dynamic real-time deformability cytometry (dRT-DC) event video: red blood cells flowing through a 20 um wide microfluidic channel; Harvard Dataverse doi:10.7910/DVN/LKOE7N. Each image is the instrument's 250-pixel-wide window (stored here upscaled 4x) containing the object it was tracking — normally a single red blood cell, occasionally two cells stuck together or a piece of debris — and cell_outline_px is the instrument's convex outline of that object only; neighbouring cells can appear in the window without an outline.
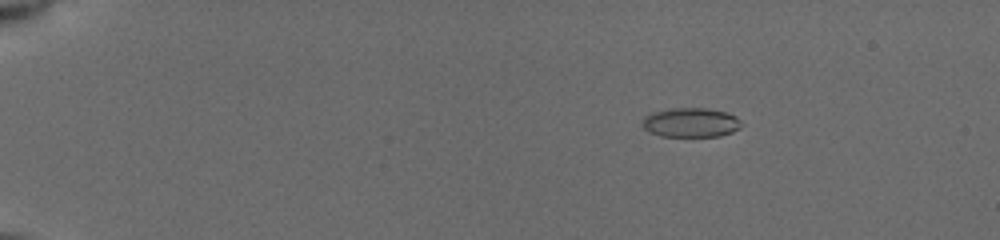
{"species": "common noctule bat (a hibernating species)", "species_latin": "Nyctalus noctula", "temperature_condition": "cold", "stored_images_in_passage": 20, "camera_frame_rate_fps": 3000, "um_per_image_px": 0.085, "animal": {"sex": "female", "body_mass_g": 19.5, "forearm_length_mm": 54.1}, "frame": {"image": 1, "passage_image": 5, "time_ms": 2.333, "image_size_px": [1000, 240], "cell_outline_px": [[744, 124], [740, 128], [732, 132], [720, 136], [660, 136], [648, 132], [644, 128], [644, 116], [652, 112], [672, 108], [708, 108], [728, 112], [736, 116]], "centroid_in_image_um": [58.76, 10.41], "position_along_channel_um": 26.2, "area_um2": 17.11}}
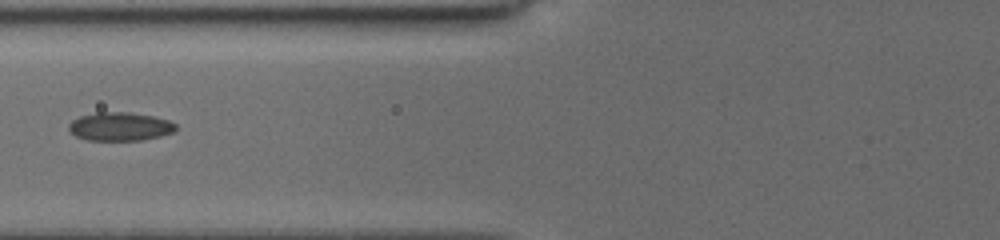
{"frame": {"image": 2, "passage_image": 14, "time_ms": 7.333, "image_size_px": [1000, 240], "cell_outline_px": [[176, 128], [172, 132], [160, 136], [140, 140], [88, 140], [76, 136], [68, 128], [68, 124], [72, 120], [80, 116], [96, 112], [128, 112], [152, 116], [168, 120], [176, 124]], "centroid_in_image_um": [10.17, 10.75], "position_along_channel_um": 115.6, "area_um2": 17.63}}
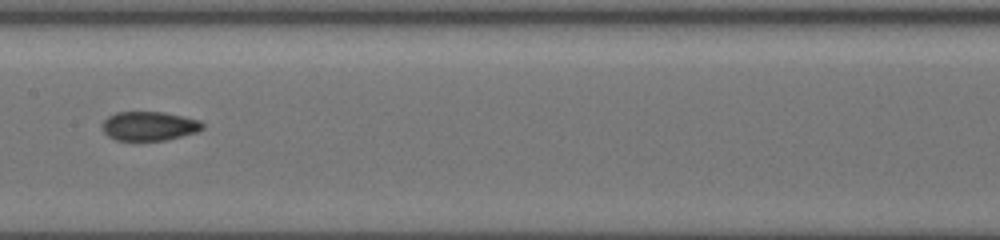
{"frame": {"image": 3, "passage_image": 18, "time_ms": 9.333, "image_size_px": [1000, 240], "cell_outline_px": [[204, 128], [196, 132], [164, 140], [136, 144], [116, 140], [108, 136], [104, 132], [104, 120], [108, 116], [116, 112], [164, 112], [184, 116], [200, 120], [204, 124]], "centroid_in_image_um": [12.67, 10.75], "position_along_channel_um": 194.7, "area_um2": 17.57}}